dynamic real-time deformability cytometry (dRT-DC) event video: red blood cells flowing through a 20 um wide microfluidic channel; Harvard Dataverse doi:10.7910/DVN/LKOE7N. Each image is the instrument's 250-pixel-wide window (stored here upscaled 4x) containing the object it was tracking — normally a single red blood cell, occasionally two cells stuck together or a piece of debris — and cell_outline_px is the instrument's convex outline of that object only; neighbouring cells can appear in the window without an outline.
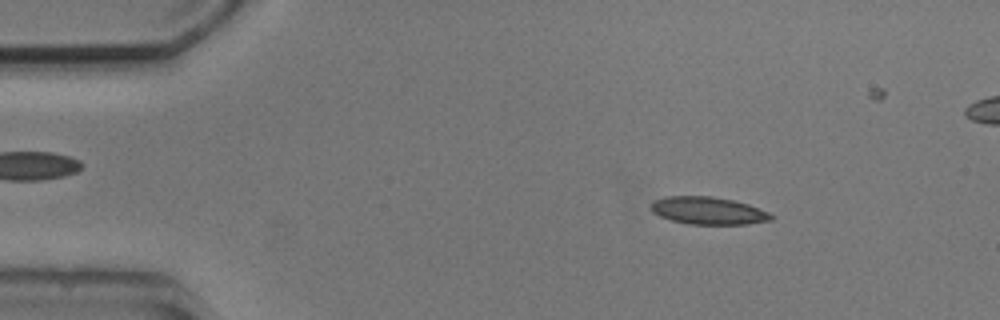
{"species": "common noctule bat (a hibernating species)", "species_latin": "Nyctalus noctula", "temperature_condition": "cold", "stored_images_in_passage": 4, "camera_frame_rate_fps": 3000, "um_per_image_px": 0.085, "animal": {"sex": "male", "body_mass_g": 20.5, "forearm_length_mm": 52.5}, "frame": {"image": 1, "passage_image": 1, "time_ms": 0.0, "image_size_px": [1000, 320], "cell_outline_px": [[776, 216], [772, 220], [748, 224], [688, 224], [672, 220], [660, 216], [652, 212], [652, 200], [664, 196], [712, 196], [732, 200], [748, 204], [768, 212]], "centroid_in_image_um": [60.2, 17.9], "position_along_channel_um": 24.8, "area_um2": 19.31}}